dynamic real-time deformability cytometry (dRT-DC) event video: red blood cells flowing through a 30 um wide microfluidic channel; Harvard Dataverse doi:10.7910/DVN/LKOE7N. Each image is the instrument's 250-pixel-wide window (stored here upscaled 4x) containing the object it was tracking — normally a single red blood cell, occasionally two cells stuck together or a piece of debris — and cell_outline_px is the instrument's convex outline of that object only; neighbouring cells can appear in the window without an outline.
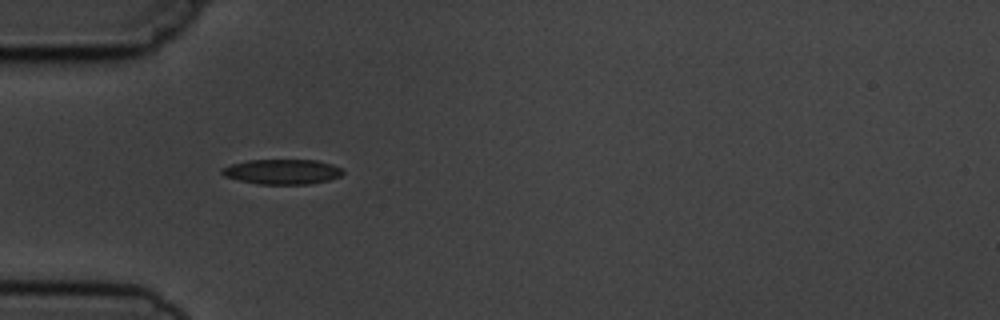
{"species": "common noctule bat (a hibernating species)", "species_latin": "Nyctalus noctula", "temperature_condition": "cold", "stored_images_in_passage": 5, "camera_frame_rate_fps": 3000, "um_per_image_px": 0.085, "animal": {"sex": "male", "body_mass_g": 19.5, "forearm_length_mm": 54.6}, "frame": {"image": 1, "passage_image": 4, "time_ms": 4.333, "image_size_px": [1000, 320], "cell_outline_px": [[344, 172], [340, 176], [328, 180], [308, 184], [260, 184], [240, 180], [224, 176], [220, 172], [220, 168], [232, 164], [248, 160], [316, 160], [332, 164], [340, 168]], "centroid_in_image_um": [23.97, 14.59], "position_along_channel_um": 61.0, "area_um2": 17.51}}
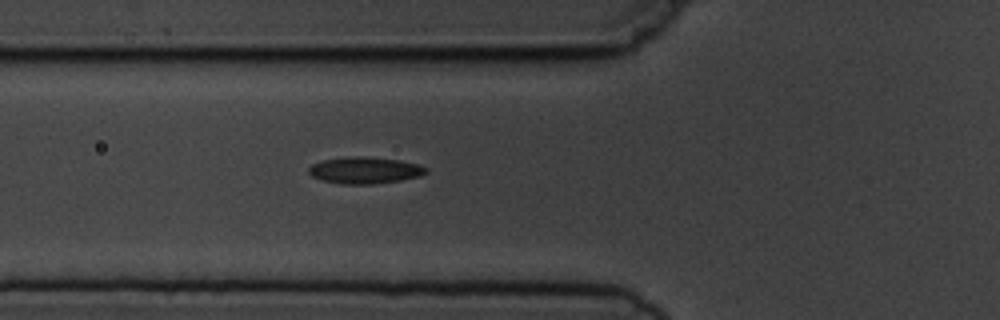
{"frame": {"image": 2, "passage_image": 5, "time_ms": 5.333, "image_size_px": [1000, 320], "cell_outline_px": [[428, 172], [420, 176], [400, 180], [372, 184], [344, 184], [324, 180], [312, 176], [308, 172], [308, 168], [312, 164], [324, 160], [348, 156], [364, 156], [400, 160], [416, 164], [428, 168]], "centroid_in_image_um": [31.02, 14.46], "position_along_channel_um": 94.8, "area_um2": 18.09}}